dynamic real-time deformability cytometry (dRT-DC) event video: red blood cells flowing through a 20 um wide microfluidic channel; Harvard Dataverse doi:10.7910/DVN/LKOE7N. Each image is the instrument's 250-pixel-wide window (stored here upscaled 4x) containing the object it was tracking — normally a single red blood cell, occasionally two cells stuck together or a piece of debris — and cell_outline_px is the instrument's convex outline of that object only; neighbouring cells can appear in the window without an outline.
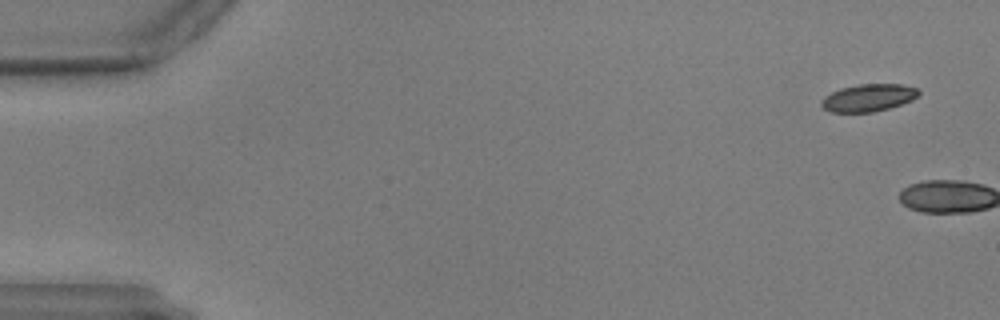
{"species": "common noctule bat (a hibernating species)", "species_latin": "Nyctalus noctula", "temperature_condition": "warm", "stored_images_in_passage": 6, "camera_frame_rate_fps": 3000, "um_per_image_px": 0.085, "animal": {"sex": "male", "body_mass_g": 17.9, "forearm_length_mm": 54.2}, "frame": {"image": 1, "passage_image": 4, "time_ms": 1.0, "image_size_px": [1000, 320], "cell_outline_px": [[920, 92], [912, 100], [888, 108], [872, 112], [832, 112], [824, 108], [820, 104], [820, 100], [824, 96], [840, 88], [856, 84], [900, 84], [920, 88]], "centroid_in_image_um": [73.8, 8.29], "position_along_channel_um": 11.2, "area_um2": 15.55}}